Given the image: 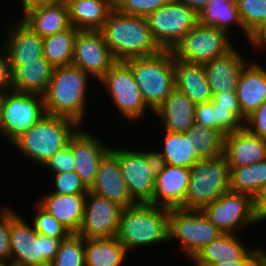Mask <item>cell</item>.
I'll return each instance as SVG.
<instances>
[{"label":"cell","instance_id":"6da1fadb","mask_svg":"<svg viewBox=\"0 0 266 266\" xmlns=\"http://www.w3.org/2000/svg\"><path fill=\"white\" fill-rule=\"evenodd\" d=\"M89 81L92 77L73 64L54 67L43 94L46 115L67 117L84 126Z\"/></svg>","mask_w":266,"mask_h":266},{"label":"cell","instance_id":"7a4b0ae2","mask_svg":"<svg viewBox=\"0 0 266 266\" xmlns=\"http://www.w3.org/2000/svg\"><path fill=\"white\" fill-rule=\"evenodd\" d=\"M100 31L117 61L150 56L162 50L154 40L145 17L126 15L116 8L110 12Z\"/></svg>","mask_w":266,"mask_h":266},{"label":"cell","instance_id":"3957f363","mask_svg":"<svg viewBox=\"0 0 266 266\" xmlns=\"http://www.w3.org/2000/svg\"><path fill=\"white\" fill-rule=\"evenodd\" d=\"M169 211V208L148 203L125 207L116 237L129 253L140 247L165 244L168 242Z\"/></svg>","mask_w":266,"mask_h":266},{"label":"cell","instance_id":"277c9868","mask_svg":"<svg viewBox=\"0 0 266 266\" xmlns=\"http://www.w3.org/2000/svg\"><path fill=\"white\" fill-rule=\"evenodd\" d=\"M80 125L67 117L45 115L10 145L18 154L41 167L59 150L68 145Z\"/></svg>","mask_w":266,"mask_h":266},{"label":"cell","instance_id":"5b68a950","mask_svg":"<svg viewBox=\"0 0 266 266\" xmlns=\"http://www.w3.org/2000/svg\"><path fill=\"white\" fill-rule=\"evenodd\" d=\"M131 68L146 105L154 112L175 90L174 56L161 50L150 56L124 60Z\"/></svg>","mask_w":266,"mask_h":266},{"label":"cell","instance_id":"8992f818","mask_svg":"<svg viewBox=\"0 0 266 266\" xmlns=\"http://www.w3.org/2000/svg\"><path fill=\"white\" fill-rule=\"evenodd\" d=\"M60 239L38 234L11 208L10 248L12 266H49L58 253Z\"/></svg>","mask_w":266,"mask_h":266},{"label":"cell","instance_id":"52a82bcc","mask_svg":"<svg viewBox=\"0 0 266 266\" xmlns=\"http://www.w3.org/2000/svg\"><path fill=\"white\" fill-rule=\"evenodd\" d=\"M230 190V168L224 154L198 161L190 168L182 209L201 210Z\"/></svg>","mask_w":266,"mask_h":266},{"label":"cell","instance_id":"ba28073f","mask_svg":"<svg viewBox=\"0 0 266 266\" xmlns=\"http://www.w3.org/2000/svg\"><path fill=\"white\" fill-rule=\"evenodd\" d=\"M222 234L201 210L171 208L169 211L168 242L178 241L188 260Z\"/></svg>","mask_w":266,"mask_h":266},{"label":"cell","instance_id":"9c48e42d","mask_svg":"<svg viewBox=\"0 0 266 266\" xmlns=\"http://www.w3.org/2000/svg\"><path fill=\"white\" fill-rule=\"evenodd\" d=\"M98 82L127 121L134 124L138 120L139 123L148 112L154 115L142 97L131 68L124 61H117Z\"/></svg>","mask_w":266,"mask_h":266},{"label":"cell","instance_id":"30bf717a","mask_svg":"<svg viewBox=\"0 0 266 266\" xmlns=\"http://www.w3.org/2000/svg\"><path fill=\"white\" fill-rule=\"evenodd\" d=\"M118 158L123 178L131 198L136 203H149L154 194L156 174L160 160L154 149H122L113 146L110 149ZM150 150V151H149Z\"/></svg>","mask_w":266,"mask_h":266},{"label":"cell","instance_id":"8fae6325","mask_svg":"<svg viewBox=\"0 0 266 266\" xmlns=\"http://www.w3.org/2000/svg\"><path fill=\"white\" fill-rule=\"evenodd\" d=\"M222 30L199 22L171 50L175 59L205 64L225 56L234 47L232 37Z\"/></svg>","mask_w":266,"mask_h":266},{"label":"cell","instance_id":"7c38bea8","mask_svg":"<svg viewBox=\"0 0 266 266\" xmlns=\"http://www.w3.org/2000/svg\"><path fill=\"white\" fill-rule=\"evenodd\" d=\"M43 95L9 90L5 92L2 110L1 136L11 144L44 116Z\"/></svg>","mask_w":266,"mask_h":266},{"label":"cell","instance_id":"4fadbf2b","mask_svg":"<svg viewBox=\"0 0 266 266\" xmlns=\"http://www.w3.org/2000/svg\"><path fill=\"white\" fill-rule=\"evenodd\" d=\"M201 211L222 233L238 234L258 223L254 198L246 193L229 190Z\"/></svg>","mask_w":266,"mask_h":266},{"label":"cell","instance_id":"5bb4252c","mask_svg":"<svg viewBox=\"0 0 266 266\" xmlns=\"http://www.w3.org/2000/svg\"><path fill=\"white\" fill-rule=\"evenodd\" d=\"M152 36L162 50H172L198 23V14L190 7L170 0L146 17Z\"/></svg>","mask_w":266,"mask_h":266},{"label":"cell","instance_id":"9a60e30c","mask_svg":"<svg viewBox=\"0 0 266 266\" xmlns=\"http://www.w3.org/2000/svg\"><path fill=\"white\" fill-rule=\"evenodd\" d=\"M123 206L89 191L83 221L77 234L84 239H107L118 235Z\"/></svg>","mask_w":266,"mask_h":266},{"label":"cell","instance_id":"2e32d148","mask_svg":"<svg viewBox=\"0 0 266 266\" xmlns=\"http://www.w3.org/2000/svg\"><path fill=\"white\" fill-rule=\"evenodd\" d=\"M117 62L100 30H79L74 42L72 64L99 81Z\"/></svg>","mask_w":266,"mask_h":266},{"label":"cell","instance_id":"e0dca14e","mask_svg":"<svg viewBox=\"0 0 266 266\" xmlns=\"http://www.w3.org/2000/svg\"><path fill=\"white\" fill-rule=\"evenodd\" d=\"M80 126L70 137L68 144L74 159L75 172L88 189L96 180L100 161L111 149L97 135Z\"/></svg>","mask_w":266,"mask_h":266},{"label":"cell","instance_id":"ac0fdd59","mask_svg":"<svg viewBox=\"0 0 266 266\" xmlns=\"http://www.w3.org/2000/svg\"><path fill=\"white\" fill-rule=\"evenodd\" d=\"M190 169L160 163L154 184V194L148 203L165 208H180L189 186Z\"/></svg>","mask_w":266,"mask_h":266},{"label":"cell","instance_id":"d6986e66","mask_svg":"<svg viewBox=\"0 0 266 266\" xmlns=\"http://www.w3.org/2000/svg\"><path fill=\"white\" fill-rule=\"evenodd\" d=\"M6 28L3 43L8 53L9 66L39 61L43 57V37L21 19L12 22Z\"/></svg>","mask_w":266,"mask_h":266},{"label":"cell","instance_id":"ffe728a7","mask_svg":"<svg viewBox=\"0 0 266 266\" xmlns=\"http://www.w3.org/2000/svg\"><path fill=\"white\" fill-rule=\"evenodd\" d=\"M224 155L229 168H240L266 160V139L242 127L224 136Z\"/></svg>","mask_w":266,"mask_h":266},{"label":"cell","instance_id":"44dd1931","mask_svg":"<svg viewBox=\"0 0 266 266\" xmlns=\"http://www.w3.org/2000/svg\"><path fill=\"white\" fill-rule=\"evenodd\" d=\"M89 191L116 202L124 208L137 204L128 191L119 158L111 150L101 159L96 180Z\"/></svg>","mask_w":266,"mask_h":266},{"label":"cell","instance_id":"7402d4cb","mask_svg":"<svg viewBox=\"0 0 266 266\" xmlns=\"http://www.w3.org/2000/svg\"><path fill=\"white\" fill-rule=\"evenodd\" d=\"M235 47L225 56L203 64L213 94L235 92L241 74L250 62Z\"/></svg>","mask_w":266,"mask_h":266},{"label":"cell","instance_id":"603a6c76","mask_svg":"<svg viewBox=\"0 0 266 266\" xmlns=\"http://www.w3.org/2000/svg\"><path fill=\"white\" fill-rule=\"evenodd\" d=\"M196 104L185 94L174 90L154 111V118L168 132L186 133L195 122Z\"/></svg>","mask_w":266,"mask_h":266},{"label":"cell","instance_id":"cb8c5ba5","mask_svg":"<svg viewBox=\"0 0 266 266\" xmlns=\"http://www.w3.org/2000/svg\"><path fill=\"white\" fill-rule=\"evenodd\" d=\"M23 14L20 19L43 38L71 27L69 10L65 0L36 6Z\"/></svg>","mask_w":266,"mask_h":266},{"label":"cell","instance_id":"d4e9b609","mask_svg":"<svg viewBox=\"0 0 266 266\" xmlns=\"http://www.w3.org/2000/svg\"><path fill=\"white\" fill-rule=\"evenodd\" d=\"M241 113L247 118L266 100V67L250 61L235 90Z\"/></svg>","mask_w":266,"mask_h":266},{"label":"cell","instance_id":"484cf974","mask_svg":"<svg viewBox=\"0 0 266 266\" xmlns=\"http://www.w3.org/2000/svg\"><path fill=\"white\" fill-rule=\"evenodd\" d=\"M86 195L46 193L36 202L70 233H77L83 221Z\"/></svg>","mask_w":266,"mask_h":266},{"label":"cell","instance_id":"4316f807","mask_svg":"<svg viewBox=\"0 0 266 266\" xmlns=\"http://www.w3.org/2000/svg\"><path fill=\"white\" fill-rule=\"evenodd\" d=\"M175 89L185 94L194 104L210 102L212 90L203 64L189 63L174 58Z\"/></svg>","mask_w":266,"mask_h":266},{"label":"cell","instance_id":"83f0119b","mask_svg":"<svg viewBox=\"0 0 266 266\" xmlns=\"http://www.w3.org/2000/svg\"><path fill=\"white\" fill-rule=\"evenodd\" d=\"M237 234L223 233L206 245L193 259L194 266L243 260L254 248L247 247Z\"/></svg>","mask_w":266,"mask_h":266},{"label":"cell","instance_id":"f1b7e54d","mask_svg":"<svg viewBox=\"0 0 266 266\" xmlns=\"http://www.w3.org/2000/svg\"><path fill=\"white\" fill-rule=\"evenodd\" d=\"M9 68L12 90L40 95L46 92L54 70L44 56L39 61L22 62Z\"/></svg>","mask_w":266,"mask_h":266},{"label":"cell","instance_id":"f546056e","mask_svg":"<svg viewBox=\"0 0 266 266\" xmlns=\"http://www.w3.org/2000/svg\"><path fill=\"white\" fill-rule=\"evenodd\" d=\"M71 26L78 30H100L115 8L111 0H65Z\"/></svg>","mask_w":266,"mask_h":266},{"label":"cell","instance_id":"4dcf8cb0","mask_svg":"<svg viewBox=\"0 0 266 266\" xmlns=\"http://www.w3.org/2000/svg\"><path fill=\"white\" fill-rule=\"evenodd\" d=\"M160 149L154 150L160 163L170 166L191 168L199 160L196 146L193 145L188 133L168 132L164 130Z\"/></svg>","mask_w":266,"mask_h":266},{"label":"cell","instance_id":"1f68e13d","mask_svg":"<svg viewBox=\"0 0 266 266\" xmlns=\"http://www.w3.org/2000/svg\"><path fill=\"white\" fill-rule=\"evenodd\" d=\"M198 22L206 26L218 28L229 34L231 28L235 26L242 29L241 33L248 41L250 36L245 33L244 26L241 22L236 0H209L206 7L198 14Z\"/></svg>","mask_w":266,"mask_h":266},{"label":"cell","instance_id":"d6a6232c","mask_svg":"<svg viewBox=\"0 0 266 266\" xmlns=\"http://www.w3.org/2000/svg\"><path fill=\"white\" fill-rule=\"evenodd\" d=\"M128 254L117 237L85 239L86 266H125Z\"/></svg>","mask_w":266,"mask_h":266},{"label":"cell","instance_id":"836d02e7","mask_svg":"<svg viewBox=\"0 0 266 266\" xmlns=\"http://www.w3.org/2000/svg\"><path fill=\"white\" fill-rule=\"evenodd\" d=\"M78 31L71 26L65 31L43 38V56L52 66L72 64L74 42Z\"/></svg>","mask_w":266,"mask_h":266},{"label":"cell","instance_id":"e575fe53","mask_svg":"<svg viewBox=\"0 0 266 266\" xmlns=\"http://www.w3.org/2000/svg\"><path fill=\"white\" fill-rule=\"evenodd\" d=\"M266 187V160L240 168H230V191L253 198Z\"/></svg>","mask_w":266,"mask_h":266},{"label":"cell","instance_id":"d590c367","mask_svg":"<svg viewBox=\"0 0 266 266\" xmlns=\"http://www.w3.org/2000/svg\"><path fill=\"white\" fill-rule=\"evenodd\" d=\"M186 133L190 135L191 142L196 146L199 161L224 154V135L219 130L194 122Z\"/></svg>","mask_w":266,"mask_h":266},{"label":"cell","instance_id":"8d00e7d4","mask_svg":"<svg viewBox=\"0 0 266 266\" xmlns=\"http://www.w3.org/2000/svg\"><path fill=\"white\" fill-rule=\"evenodd\" d=\"M49 266H85V239L71 233L61 241L58 253Z\"/></svg>","mask_w":266,"mask_h":266},{"label":"cell","instance_id":"74e56055","mask_svg":"<svg viewBox=\"0 0 266 266\" xmlns=\"http://www.w3.org/2000/svg\"><path fill=\"white\" fill-rule=\"evenodd\" d=\"M245 33L251 36L266 19V0H236Z\"/></svg>","mask_w":266,"mask_h":266},{"label":"cell","instance_id":"f35d334b","mask_svg":"<svg viewBox=\"0 0 266 266\" xmlns=\"http://www.w3.org/2000/svg\"><path fill=\"white\" fill-rule=\"evenodd\" d=\"M35 209V217L31 220L35 231L38 234L60 239L61 241L67 238L71 233L59 223L53 216H51L45 209H43L37 202L33 207Z\"/></svg>","mask_w":266,"mask_h":266},{"label":"cell","instance_id":"ab89813d","mask_svg":"<svg viewBox=\"0 0 266 266\" xmlns=\"http://www.w3.org/2000/svg\"><path fill=\"white\" fill-rule=\"evenodd\" d=\"M54 175V190L49 193L58 195H87L89 189L74 171L56 173Z\"/></svg>","mask_w":266,"mask_h":266},{"label":"cell","instance_id":"60d3db41","mask_svg":"<svg viewBox=\"0 0 266 266\" xmlns=\"http://www.w3.org/2000/svg\"><path fill=\"white\" fill-rule=\"evenodd\" d=\"M170 0H117L115 8L123 14L147 17Z\"/></svg>","mask_w":266,"mask_h":266},{"label":"cell","instance_id":"b9f144b4","mask_svg":"<svg viewBox=\"0 0 266 266\" xmlns=\"http://www.w3.org/2000/svg\"><path fill=\"white\" fill-rule=\"evenodd\" d=\"M11 206L0 208V263L11 264L10 248Z\"/></svg>","mask_w":266,"mask_h":266},{"label":"cell","instance_id":"7bdbcfd3","mask_svg":"<svg viewBox=\"0 0 266 266\" xmlns=\"http://www.w3.org/2000/svg\"><path fill=\"white\" fill-rule=\"evenodd\" d=\"M74 159L68 144L58 152H56L43 167L50 169L53 174L62 172H71L75 170Z\"/></svg>","mask_w":266,"mask_h":266},{"label":"cell","instance_id":"ee69618b","mask_svg":"<svg viewBox=\"0 0 266 266\" xmlns=\"http://www.w3.org/2000/svg\"><path fill=\"white\" fill-rule=\"evenodd\" d=\"M245 122L233 111L218 109L216 106L215 130H219L224 136L244 126Z\"/></svg>","mask_w":266,"mask_h":266},{"label":"cell","instance_id":"f6af8a7d","mask_svg":"<svg viewBox=\"0 0 266 266\" xmlns=\"http://www.w3.org/2000/svg\"><path fill=\"white\" fill-rule=\"evenodd\" d=\"M244 127L266 139V100L246 118Z\"/></svg>","mask_w":266,"mask_h":266},{"label":"cell","instance_id":"bcb514c9","mask_svg":"<svg viewBox=\"0 0 266 266\" xmlns=\"http://www.w3.org/2000/svg\"><path fill=\"white\" fill-rule=\"evenodd\" d=\"M211 101L214 106H218V109L233 110L244 122L246 121V117L241 113L235 92L213 94Z\"/></svg>","mask_w":266,"mask_h":266},{"label":"cell","instance_id":"7dc6e473","mask_svg":"<svg viewBox=\"0 0 266 266\" xmlns=\"http://www.w3.org/2000/svg\"><path fill=\"white\" fill-rule=\"evenodd\" d=\"M195 122L215 130L216 106L213 102H206L196 105Z\"/></svg>","mask_w":266,"mask_h":266},{"label":"cell","instance_id":"c3c4849f","mask_svg":"<svg viewBox=\"0 0 266 266\" xmlns=\"http://www.w3.org/2000/svg\"><path fill=\"white\" fill-rule=\"evenodd\" d=\"M11 72L9 68V57L4 44L0 48V92L11 90Z\"/></svg>","mask_w":266,"mask_h":266},{"label":"cell","instance_id":"681fc988","mask_svg":"<svg viewBox=\"0 0 266 266\" xmlns=\"http://www.w3.org/2000/svg\"><path fill=\"white\" fill-rule=\"evenodd\" d=\"M248 42L253 48H256L255 51H264L266 50V19L258 27V29L250 36ZM265 49V50H264Z\"/></svg>","mask_w":266,"mask_h":266},{"label":"cell","instance_id":"f907efd6","mask_svg":"<svg viewBox=\"0 0 266 266\" xmlns=\"http://www.w3.org/2000/svg\"><path fill=\"white\" fill-rule=\"evenodd\" d=\"M254 212L258 224L266 221V187L254 197Z\"/></svg>","mask_w":266,"mask_h":266},{"label":"cell","instance_id":"816d5d0a","mask_svg":"<svg viewBox=\"0 0 266 266\" xmlns=\"http://www.w3.org/2000/svg\"><path fill=\"white\" fill-rule=\"evenodd\" d=\"M259 250L260 247L256 244L255 248L243 260L209 264L207 266H251L258 259Z\"/></svg>","mask_w":266,"mask_h":266},{"label":"cell","instance_id":"f5cc1de1","mask_svg":"<svg viewBox=\"0 0 266 266\" xmlns=\"http://www.w3.org/2000/svg\"><path fill=\"white\" fill-rule=\"evenodd\" d=\"M172 1L184 4L193 9L197 14H199L206 7L207 2L209 0H172Z\"/></svg>","mask_w":266,"mask_h":266},{"label":"cell","instance_id":"db71d44e","mask_svg":"<svg viewBox=\"0 0 266 266\" xmlns=\"http://www.w3.org/2000/svg\"><path fill=\"white\" fill-rule=\"evenodd\" d=\"M22 7V13H25L27 10L40 6V5H46V4H52L59 0H18Z\"/></svg>","mask_w":266,"mask_h":266},{"label":"cell","instance_id":"11a10c76","mask_svg":"<svg viewBox=\"0 0 266 266\" xmlns=\"http://www.w3.org/2000/svg\"><path fill=\"white\" fill-rule=\"evenodd\" d=\"M263 249V247H260L258 259L260 261L261 266H266V251Z\"/></svg>","mask_w":266,"mask_h":266},{"label":"cell","instance_id":"9f6ffc18","mask_svg":"<svg viewBox=\"0 0 266 266\" xmlns=\"http://www.w3.org/2000/svg\"><path fill=\"white\" fill-rule=\"evenodd\" d=\"M5 93L0 92V136H1V127H2V110H3V100Z\"/></svg>","mask_w":266,"mask_h":266},{"label":"cell","instance_id":"6f0895ef","mask_svg":"<svg viewBox=\"0 0 266 266\" xmlns=\"http://www.w3.org/2000/svg\"><path fill=\"white\" fill-rule=\"evenodd\" d=\"M251 266H261L259 259H257Z\"/></svg>","mask_w":266,"mask_h":266},{"label":"cell","instance_id":"680465c9","mask_svg":"<svg viewBox=\"0 0 266 266\" xmlns=\"http://www.w3.org/2000/svg\"><path fill=\"white\" fill-rule=\"evenodd\" d=\"M0 266H12V265L9 263H0Z\"/></svg>","mask_w":266,"mask_h":266}]
</instances>
